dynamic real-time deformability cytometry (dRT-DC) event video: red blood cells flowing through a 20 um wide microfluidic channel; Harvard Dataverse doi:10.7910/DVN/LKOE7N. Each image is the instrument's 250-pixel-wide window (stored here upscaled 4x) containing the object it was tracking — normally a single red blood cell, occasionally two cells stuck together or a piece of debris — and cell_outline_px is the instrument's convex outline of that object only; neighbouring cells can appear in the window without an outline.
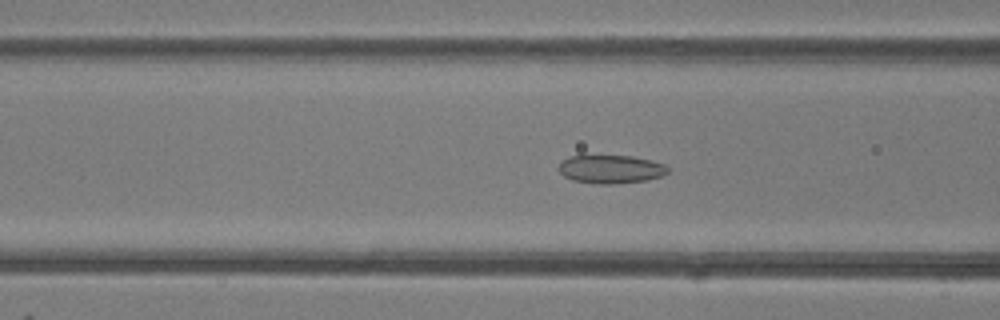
{"species": "common noctule bat (a hibernating species)", "species_latin": "Nyctalus noctula", "temperature_condition": "room temperature", "stored_images_in_passage": 49, "camera_frame_rate_fps": 3000, "um_per_image_px": 0.085, "animal": {"sex": "female"}, "frame": {"image": 1, "passage_image": 19, "time_ms": 6.0, "image_size_px": [1000, 320], "cell_outline_px": [[668, 172], [660, 176], [648, 180], [612, 184], [596, 184], [572, 180], [564, 176], [556, 168], [560, 160], [568, 156], [632, 156], [652, 160], [664, 164], [668, 168]], "centroid_in_image_um": [51.86, 14.38], "position_along_channel_um": 114.7, "area_um2": 18.21}}
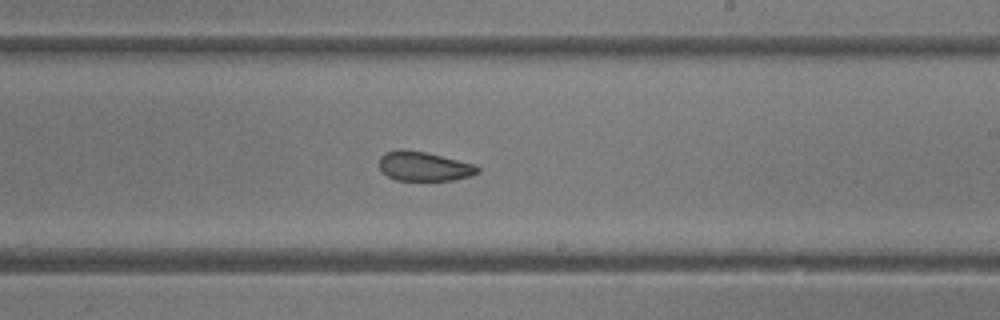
{"frame": {"image": 2, "passage_image": 29, "time_ms": 9.333, "image_size_px": [1000, 320], "cell_outline_px": [[480, 172], [472, 176], [452, 180], [396, 180], [388, 176], [380, 168], [380, 156], [384, 152], [400, 148], [424, 152], [476, 164], [480, 168]], "centroid_in_image_um": [36.06, 14.13], "position_along_channel_um": 252.9, "area_um2": 16.88}}
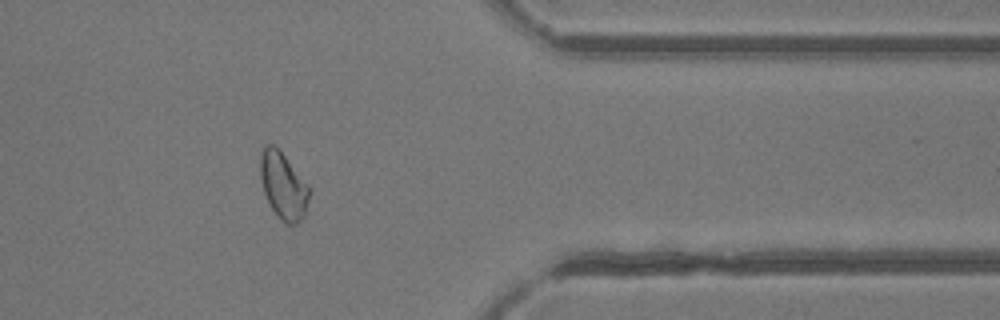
{"frame": {"image": 3, "passage_image": 40, "time_ms": 13.0, "image_size_px": [1000, 320], "cell_outline_px": [[308, 200], [304, 216], [296, 224], [288, 224], [280, 220], [276, 216], [264, 192], [260, 176], [260, 152], [264, 144], [272, 144], [280, 148], [308, 184]], "centroid_in_image_um": [24.05, 15.73], "position_along_channel_um": 387.3, "area_um2": 19.19}, "authors_computed_cell_mechanics": {"area_um2": 19.5364, "velocity_mm_per_s": 4.1516, "shape_relaxation_time_tau1_ms": null, "shape_relaxation_time_tau2_ms": 1.8561, "deformation_change_tau1": null, "deformation_change_tau2": 0.0756}}